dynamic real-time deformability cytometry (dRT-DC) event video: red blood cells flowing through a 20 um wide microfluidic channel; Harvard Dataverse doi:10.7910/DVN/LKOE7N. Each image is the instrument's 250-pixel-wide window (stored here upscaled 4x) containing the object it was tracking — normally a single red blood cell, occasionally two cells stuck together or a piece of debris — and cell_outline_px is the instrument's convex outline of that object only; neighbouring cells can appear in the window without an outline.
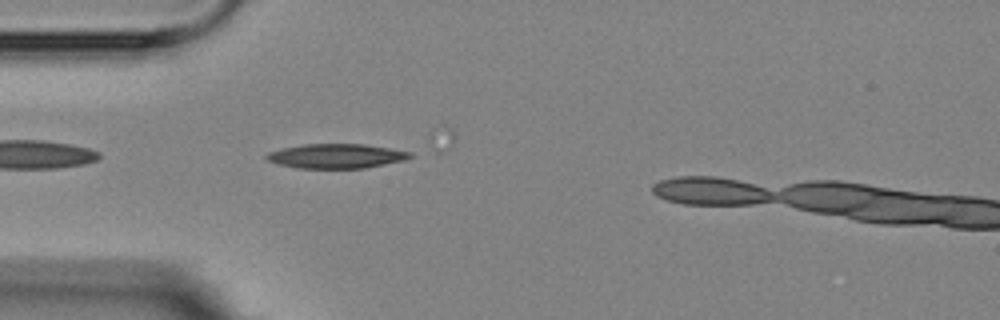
{"species": "Egyptian fruit bat (a non-hibernating species)", "species_latin": "Rousettus aegyptiacus", "temperature_condition": "room temperature", "stored_images_in_passage": 3, "camera_frame_rate_fps": 3000, "um_per_image_px": 0.085, "animal": {"sex": "female"}, "frame": {"image": 1, "passage_image": 2, "time_ms": 1.333, "image_size_px": [1000, 320], "cell_outline_px": [[412, 156], [404, 160], [364, 168], [296, 168], [280, 164], [268, 160], [264, 156], [268, 152], [284, 148], [304, 144], [364, 144], [412, 152]], "centroid_in_image_um": [28.57, 13.26], "position_along_channel_um": 56.4, "area_um2": 20.23}}